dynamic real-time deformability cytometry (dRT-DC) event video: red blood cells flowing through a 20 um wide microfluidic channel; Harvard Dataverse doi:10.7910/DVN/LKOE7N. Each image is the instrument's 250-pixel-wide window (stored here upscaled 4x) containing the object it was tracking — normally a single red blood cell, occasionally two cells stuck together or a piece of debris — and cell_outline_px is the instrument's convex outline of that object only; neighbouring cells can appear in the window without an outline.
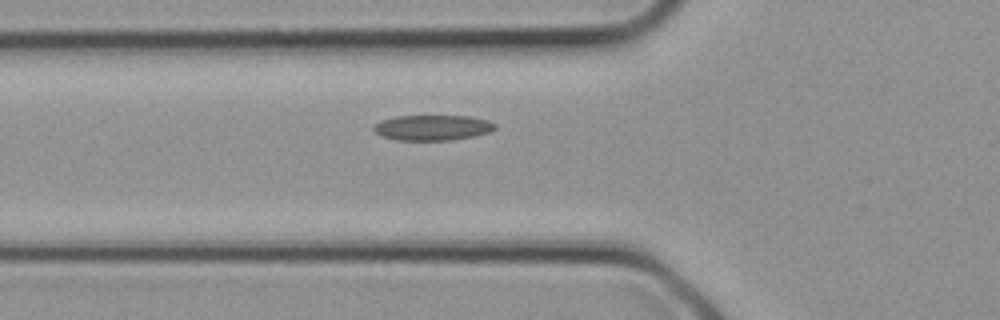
{"species": "common noctule bat (a hibernating species)", "species_latin": "Nyctalus noctula", "temperature_condition": "cold", "stored_images_in_passage": 3, "camera_frame_rate_fps": 3000, "um_per_image_px": 0.085, "animal": {"sex": "female", "body_mass_g": 21.9}, "frame": {"image": 1, "passage_image": 2, "time_ms": 0.333, "image_size_px": [1000, 320], "cell_outline_px": [[496, 128], [488, 132], [476, 136], [452, 140], [396, 140], [380, 136], [372, 128], [380, 120], [396, 116], [468, 116], [488, 120], [496, 124]], "centroid_in_image_um": [36.76, 10.85], "position_along_channel_um": 89.0, "area_um2": 18.03}}